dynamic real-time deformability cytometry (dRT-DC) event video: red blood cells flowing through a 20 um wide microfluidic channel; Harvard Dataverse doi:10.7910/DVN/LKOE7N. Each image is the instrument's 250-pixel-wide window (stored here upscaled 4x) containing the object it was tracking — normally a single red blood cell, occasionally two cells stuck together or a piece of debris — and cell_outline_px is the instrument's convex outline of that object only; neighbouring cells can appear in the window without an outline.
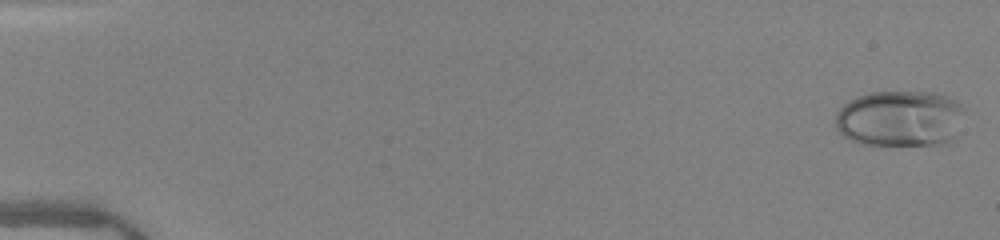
{"species": "human", "species_latin": "Homo sapiens", "temperature_condition": "warm", "stored_images_in_passage": 50, "camera_frame_rate_fps": 3000, "um_per_image_px": 0.085, "donor": {"sex": "female"}, "frame": {"image": 1, "passage_image": 1, "time_ms": 0.0, "image_size_px": [1000, 240], "cell_outline_px": [[968, 108], [952, 136], [948, 140], [940, 144], [860, 144], [844, 136], [836, 128], [836, 112], [844, 104], [860, 96], [872, 92], [936, 92]], "centroid_in_image_um": [76.49, 10.06], "position_along_channel_um": 8.5, "area_um2": 41.73}}
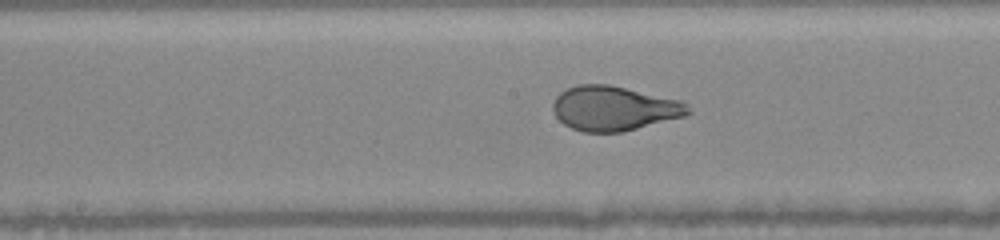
{"frame": {"image": 2, "passage_image": 27, "time_ms": 8.667, "image_size_px": [1000, 240], "cell_outline_px": [[692, 112], [684, 116], [624, 132], [584, 132], [572, 128], [564, 124], [556, 116], [552, 108], [552, 104], [556, 96], [560, 92], [576, 84], [608, 84], [684, 100], [688, 104]], "centroid_in_image_um": [52.22, 9.2], "position_along_channel_um": 196.0, "area_um2": 35.43}}
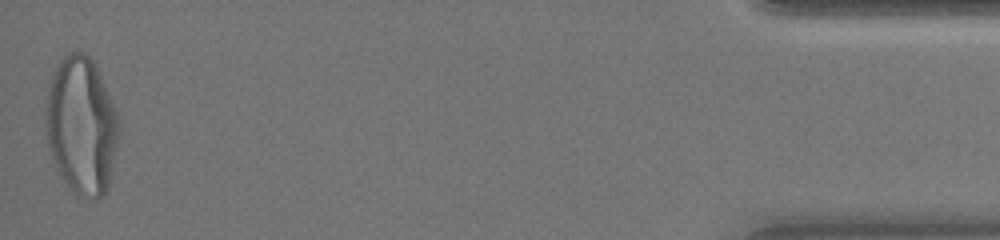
{"frame": {"image": 3, "passage_image": 50, "time_ms": 16.333, "image_size_px": [1000, 240], "cell_outline_px": [[120, 128], [108, 184], [104, 196], [96, 200], [76, 192], [64, 180], [48, 148], [44, 124], [44, 116], [48, 80], [56, 64], [68, 52], [84, 52], [92, 60], [100, 76], [116, 112], [120, 124]], "centroid_in_image_um": [6.88, 10.62], "position_along_channel_um": 428.3, "area_um2": 58.32}, "authors_computed_cell_mechanics": {"area_um2": 37.1943, "velocity_mm_per_s": 4.0686, "shape_relaxation_time_tau1_ms": 4.2223, "shape_relaxation_time_tau2_ms": null, "deformation_change_tau1": 0.2084, "deformation_change_tau2": null}}